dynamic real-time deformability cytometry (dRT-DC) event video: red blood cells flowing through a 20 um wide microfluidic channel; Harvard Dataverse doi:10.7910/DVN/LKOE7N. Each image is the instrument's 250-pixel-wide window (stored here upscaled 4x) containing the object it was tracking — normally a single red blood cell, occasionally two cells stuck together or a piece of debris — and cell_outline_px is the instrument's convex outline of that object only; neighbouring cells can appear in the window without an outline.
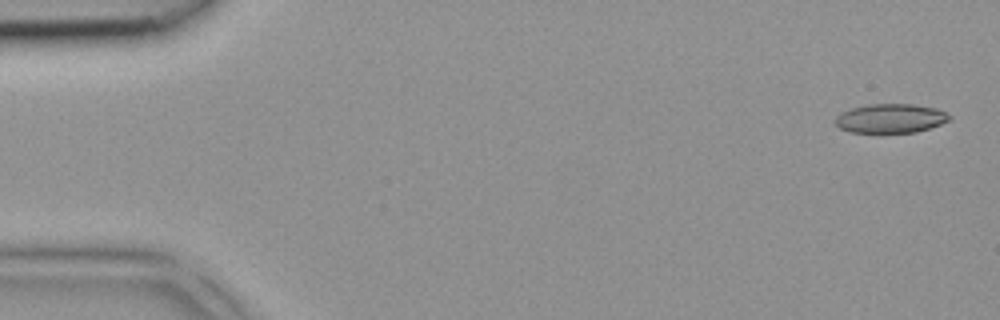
{"species": "common noctule bat (a hibernating species)", "species_latin": "Nyctalus noctula", "temperature_condition": "room temperature", "stored_images_in_passage": 5, "camera_frame_rate_fps": 3000, "um_per_image_px": 0.085, "animal": {"sex": "female", "body_mass_g": 18.4}, "frame": {"image": 1, "passage_image": 1, "time_ms": 0.0, "image_size_px": [1000, 320], "cell_outline_px": [[952, 120], [916, 132], [848, 132], [840, 128], [836, 124], [836, 116], [840, 112], [852, 108], [868, 104], [912, 104], [936, 108], [952, 116]], "centroid_in_image_um": [75.7, 10.05], "position_along_channel_um": 9.3, "area_um2": 19.31}}
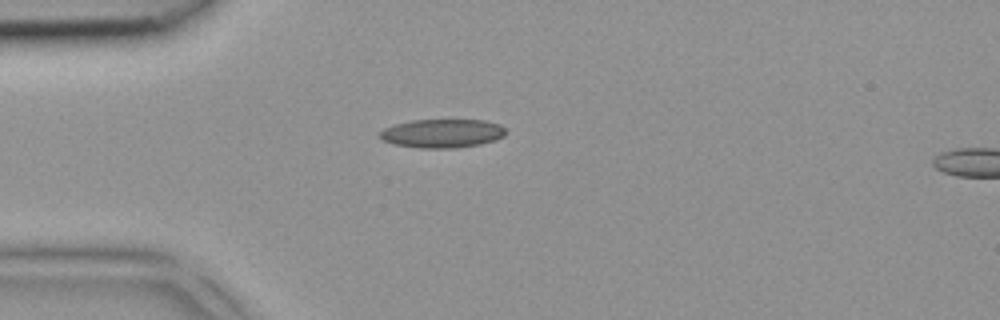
{"frame": {"image": 2, "passage_image": 4, "time_ms": 1.0, "image_size_px": [1000, 320], "cell_outline_px": [[508, 132], [504, 136], [496, 140], [480, 144], [456, 148], [420, 148], [392, 144], [384, 140], [380, 136], [380, 132], [384, 128], [392, 124], [412, 120], [484, 120], [500, 124]], "centroid_in_image_um": [37.61, 11.33], "position_along_channel_um": 47.4, "area_um2": 21.21}}